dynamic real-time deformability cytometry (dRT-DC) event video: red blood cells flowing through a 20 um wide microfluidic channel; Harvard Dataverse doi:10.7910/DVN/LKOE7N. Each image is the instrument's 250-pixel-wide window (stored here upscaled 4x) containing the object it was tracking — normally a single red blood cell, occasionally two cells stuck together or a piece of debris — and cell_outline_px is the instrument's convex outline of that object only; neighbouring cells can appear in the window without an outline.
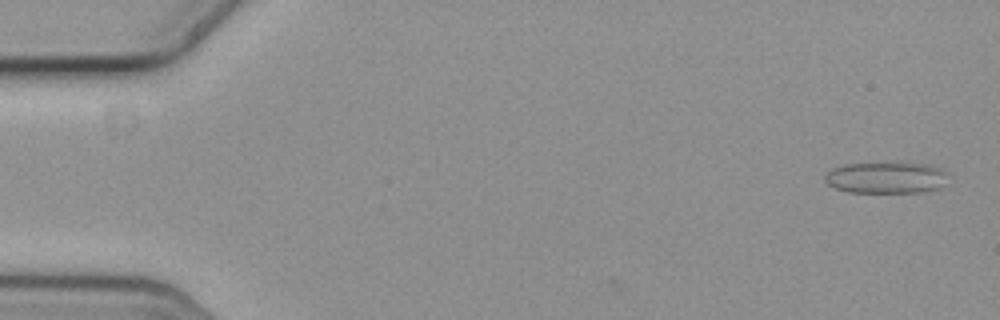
{"species": "common noctule bat (a hibernating species)", "species_latin": "Nyctalus noctula", "temperature_condition": "cold", "stored_images_in_passage": 51, "camera_frame_rate_fps": 3000, "um_per_image_px": 0.085, "animal": {"sex": "female", "body_mass_g": 19.3, "forearm_length_mm": 54.1}, "frame": {"image": 1, "passage_image": 2, "time_ms": 0.333, "image_size_px": [1000, 320], "cell_outline_px": [[944, 172], [940, 188], [920, 192], [848, 192], [836, 188], [828, 184], [824, 180], [824, 176], [828, 172], [836, 168], [848, 164], [932, 164], [940, 168]], "centroid_in_image_um": [75.27, 15.12], "position_along_channel_um": 9.7, "area_um2": 21.73}}
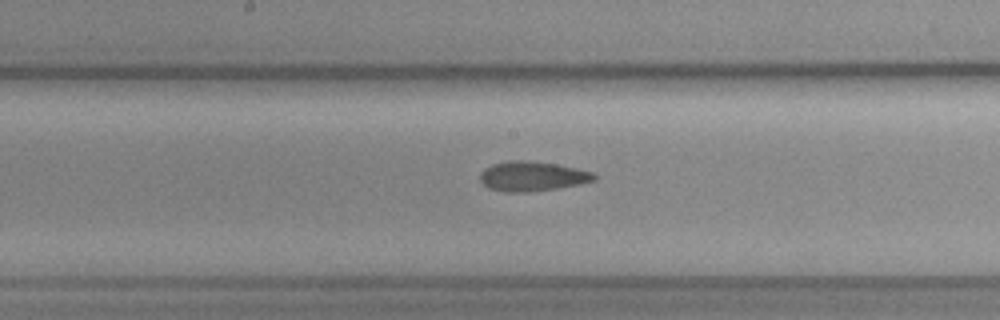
{"frame": {"image": 2, "passage_image": 30, "time_ms": 9.667, "image_size_px": [1000, 320], "cell_outline_px": [[596, 180], [580, 184], [556, 188], [528, 192], [504, 192], [488, 188], [480, 180], [480, 172], [484, 168], [492, 164], [508, 160], [524, 160], [556, 164], [576, 168], [592, 172], [596, 176]], "centroid_in_image_um": [45.21, 14.98], "position_along_channel_um": 203.0, "area_um2": 19.77}}
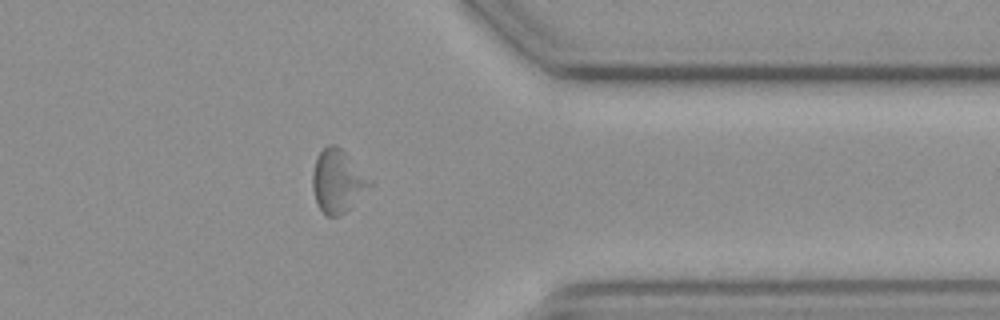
{"frame": {"image": 3, "passage_image": 46, "time_ms": 15.0, "image_size_px": [1000, 320], "cell_outline_px": [[376, 184], [340, 216], [328, 216], [320, 208], [316, 200], [312, 188], [312, 172], [316, 156], [328, 144], [336, 144]], "centroid_in_image_um": [28.72, 15.39], "position_along_channel_um": 382.7, "area_um2": 21.04}, "authors_computed_cell_mechanics": {"area_um2": 19.941, "velocity_mm_per_s": 3.5882, "shape_relaxation_time_tau1_ms": null, "shape_relaxation_time_tau2_ms": 9.4442, "deformation_change_tau1": null, "deformation_change_tau2": 0.1116}}